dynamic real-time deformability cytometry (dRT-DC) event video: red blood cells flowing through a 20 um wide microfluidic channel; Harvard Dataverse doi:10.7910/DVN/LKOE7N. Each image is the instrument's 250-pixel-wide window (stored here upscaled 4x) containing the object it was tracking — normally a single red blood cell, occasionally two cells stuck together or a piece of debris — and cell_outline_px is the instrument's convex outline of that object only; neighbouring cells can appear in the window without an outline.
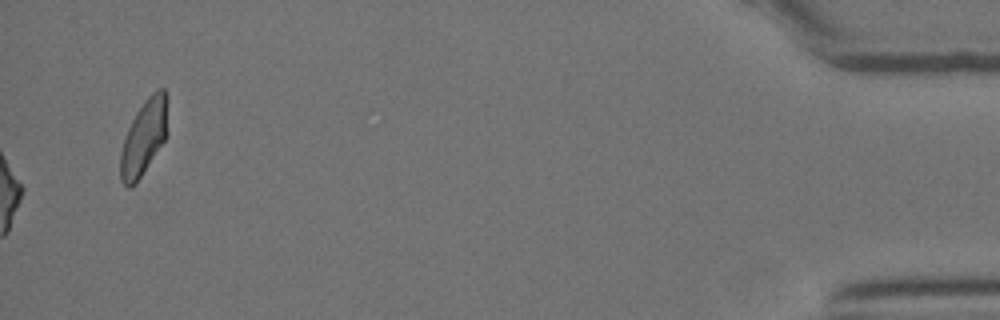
{"species": "Egyptian fruit bat (a non-hibernating species)", "species_latin": "Rousettus aegyptiacus", "temperature_condition": "room temperature", "stored_images_in_passage": 29, "camera_frame_rate_fps": 3000, "um_per_image_px": 0.085, "animal": {"sex": "female"}, "frame": {"image": 1, "passage_image": 29, "time_ms": 9.333, "image_size_px": [1000, 320], "cell_outline_px": [[168, 132], [164, 140], [136, 184], [132, 188], [128, 188], [120, 180], [120, 152], [128, 128], [136, 112], [144, 100], [156, 88], [164, 88], [168, 96]], "centroid_in_image_um": [12.26, 11.64], "position_along_channel_um": 422.9, "area_um2": 21.1}}